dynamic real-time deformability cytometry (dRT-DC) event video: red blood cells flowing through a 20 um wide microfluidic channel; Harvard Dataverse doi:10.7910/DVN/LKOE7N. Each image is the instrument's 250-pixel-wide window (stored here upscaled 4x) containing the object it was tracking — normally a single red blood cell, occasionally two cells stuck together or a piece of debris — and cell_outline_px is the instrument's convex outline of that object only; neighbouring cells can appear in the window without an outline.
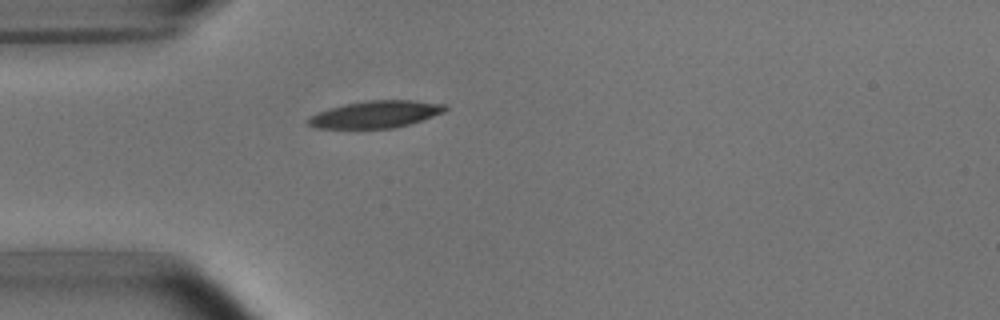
{"species": "common noctule bat (a hibernating species)", "species_latin": "Nyctalus noctula", "temperature_condition": "room temperature", "stored_images_in_passage": 1, "camera_frame_rate_fps": 3000, "um_per_image_px": 0.085, "animal": {"sex": "male", "body_mass_g": 15.6}, "frame": {"image": 1, "passage_image": 1, "time_ms": 0.0, "image_size_px": [1000, 320], "cell_outline_px": [[448, 108], [444, 112], [408, 124], [392, 128], [316, 128], [308, 124], [308, 120], [316, 112], [328, 108], [344, 104], [368, 100], [412, 100], [444, 104]], "centroid_in_image_um": [31.91, 9.71], "position_along_channel_um": 53.1, "area_um2": 21.39}}